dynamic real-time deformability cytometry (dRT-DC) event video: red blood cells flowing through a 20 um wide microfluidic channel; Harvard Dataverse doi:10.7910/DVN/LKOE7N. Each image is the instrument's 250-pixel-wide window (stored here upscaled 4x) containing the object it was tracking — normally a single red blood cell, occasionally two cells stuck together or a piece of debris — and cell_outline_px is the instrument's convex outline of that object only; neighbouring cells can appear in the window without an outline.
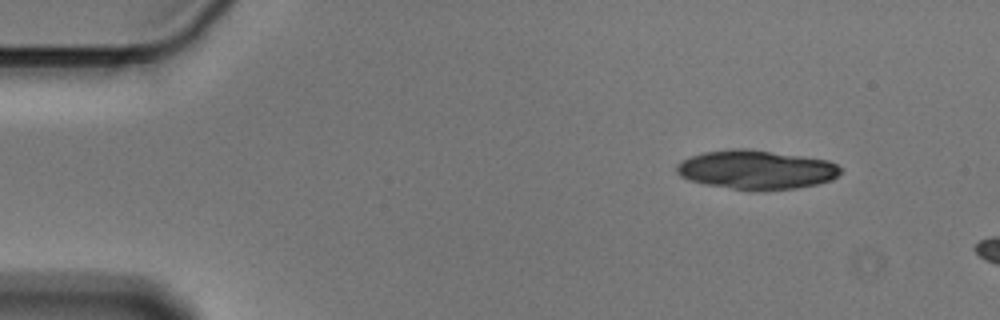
{"species": "Egyptian fruit bat (a non-hibernating species)", "species_latin": "Rousettus aegyptiacus", "temperature_condition": "cold", "stored_images_in_passage": 7, "camera_frame_rate_fps": 3000, "um_per_image_px": 0.085, "animal": {"sex": "male"}, "frame": {"image": 1, "passage_image": 1, "time_ms": 0.0, "image_size_px": [1000, 320], "cell_outline_px": [[844, 168], [832, 180], [816, 184], [796, 188], [732, 188], [704, 184], [688, 180], [680, 176], [676, 172], [676, 164], [692, 156], [704, 152], [732, 148], [748, 148], [828, 160]], "centroid_in_image_um": [64.27, 14.39], "position_along_channel_um": 20.7, "area_um2": 36.65}}